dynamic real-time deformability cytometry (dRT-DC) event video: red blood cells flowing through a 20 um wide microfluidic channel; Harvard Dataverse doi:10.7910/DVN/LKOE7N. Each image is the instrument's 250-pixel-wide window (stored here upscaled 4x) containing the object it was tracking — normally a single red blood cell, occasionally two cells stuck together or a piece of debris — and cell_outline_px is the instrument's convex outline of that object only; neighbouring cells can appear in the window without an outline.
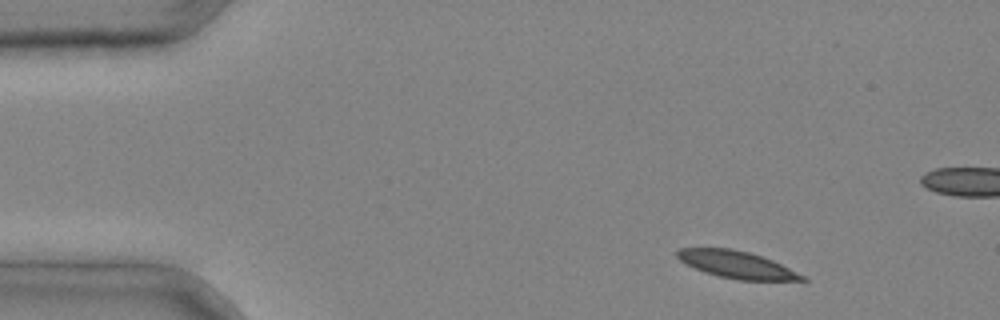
{"species": "common noctule bat (a hibernating species)", "species_latin": "Nyctalus noctula", "temperature_condition": "cold", "stored_images_in_passage": 4, "camera_frame_rate_fps": 3000, "um_per_image_px": 0.085, "animal": {"sex": "male", "body_mass_g": 20.4}, "frame": {"image": 1, "passage_image": 1, "time_ms": 0.0, "image_size_px": [1000, 320], "cell_outline_px": [[808, 280], [740, 280], [720, 276], [696, 268], [680, 260], [676, 256], [676, 252], [680, 248], [732, 248], [748, 252], [772, 260], [804, 276]], "centroid_in_image_um": [62.6, 22.48], "position_along_channel_um": 22.4, "area_um2": 19.19}}